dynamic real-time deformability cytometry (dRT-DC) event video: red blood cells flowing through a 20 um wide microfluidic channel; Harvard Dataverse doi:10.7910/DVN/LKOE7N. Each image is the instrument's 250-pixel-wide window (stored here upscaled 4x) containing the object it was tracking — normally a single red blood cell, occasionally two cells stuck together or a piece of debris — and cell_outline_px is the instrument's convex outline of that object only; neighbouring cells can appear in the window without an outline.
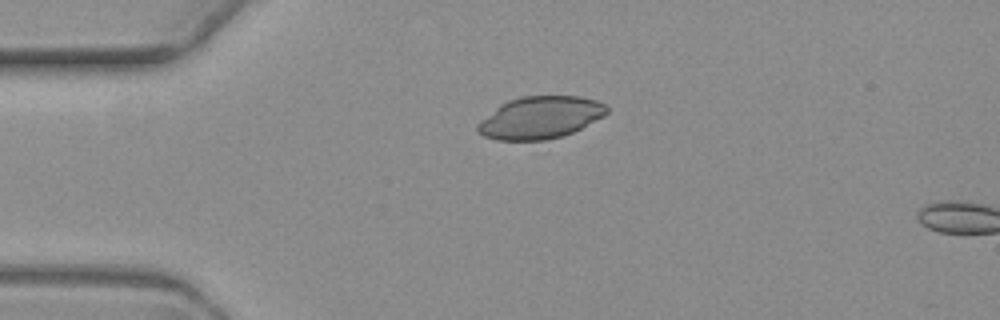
{"species": "common noctule bat (a hibernating species)", "species_latin": "Nyctalus noctula", "temperature_condition": "warm", "stored_images_in_passage": 2, "camera_frame_rate_fps": 3000, "um_per_image_px": 0.085, "animal": {"sex": "female", "body_mass_g": 19.3, "forearm_length_mm": 54.1}, "frame": {"image": 1, "passage_image": 1, "time_ms": 0.0, "image_size_px": [1000, 320], "cell_outline_px": [[608, 112], [604, 116], [572, 132], [560, 136], [544, 140], [496, 140], [484, 136], [476, 132], [476, 124], [480, 120], [500, 104], [508, 100], [520, 96], [580, 96], [596, 100], [604, 104], [608, 108]], "centroid_in_image_um": [45.88, 9.98], "position_along_channel_um": 39.1, "area_um2": 31.79}}